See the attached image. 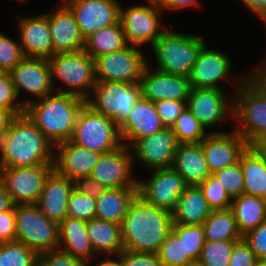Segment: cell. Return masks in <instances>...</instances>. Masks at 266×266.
<instances>
[{"label": "cell", "instance_id": "681fc988", "mask_svg": "<svg viewBox=\"0 0 266 266\" xmlns=\"http://www.w3.org/2000/svg\"><path fill=\"white\" fill-rule=\"evenodd\" d=\"M243 240L255 253L257 259L266 260V220L243 235Z\"/></svg>", "mask_w": 266, "mask_h": 266}, {"label": "cell", "instance_id": "5bb4252c", "mask_svg": "<svg viewBox=\"0 0 266 266\" xmlns=\"http://www.w3.org/2000/svg\"><path fill=\"white\" fill-rule=\"evenodd\" d=\"M73 13L81 36L85 39L120 19L118 0H61Z\"/></svg>", "mask_w": 266, "mask_h": 266}, {"label": "cell", "instance_id": "ee69618b", "mask_svg": "<svg viewBox=\"0 0 266 266\" xmlns=\"http://www.w3.org/2000/svg\"><path fill=\"white\" fill-rule=\"evenodd\" d=\"M18 100V101H17ZM19 101L9 73L0 75V109L10 111L15 117L24 114L25 106Z\"/></svg>", "mask_w": 266, "mask_h": 266}, {"label": "cell", "instance_id": "8fae6325", "mask_svg": "<svg viewBox=\"0 0 266 266\" xmlns=\"http://www.w3.org/2000/svg\"><path fill=\"white\" fill-rule=\"evenodd\" d=\"M148 4L120 6V19L124 31L125 41L128 45L142 46L153 44L167 30L161 28L159 13L161 8L155 0H146Z\"/></svg>", "mask_w": 266, "mask_h": 266}, {"label": "cell", "instance_id": "f6af8a7d", "mask_svg": "<svg viewBox=\"0 0 266 266\" xmlns=\"http://www.w3.org/2000/svg\"><path fill=\"white\" fill-rule=\"evenodd\" d=\"M24 58L19 42L0 32V70L9 73Z\"/></svg>", "mask_w": 266, "mask_h": 266}, {"label": "cell", "instance_id": "30bf717a", "mask_svg": "<svg viewBox=\"0 0 266 266\" xmlns=\"http://www.w3.org/2000/svg\"><path fill=\"white\" fill-rule=\"evenodd\" d=\"M144 52L133 45L94 58L96 81L138 83L151 62ZM149 62V63H148Z\"/></svg>", "mask_w": 266, "mask_h": 266}, {"label": "cell", "instance_id": "e0dca14e", "mask_svg": "<svg viewBox=\"0 0 266 266\" xmlns=\"http://www.w3.org/2000/svg\"><path fill=\"white\" fill-rule=\"evenodd\" d=\"M178 145L172 129L165 127L155 134L139 139L130 149L135 161L154 170L172 166Z\"/></svg>", "mask_w": 266, "mask_h": 266}, {"label": "cell", "instance_id": "e575fe53", "mask_svg": "<svg viewBox=\"0 0 266 266\" xmlns=\"http://www.w3.org/2000/svg\"><path fill=\"white\" fill-rule=\"evenodd\" d=\"M202 225L205 241H240L243 239L231 209L212 210Z\"/></svg>", "mask_w": 266, "mask_h": 266}, {"label": "cell", "instance_id": "83f0119b", "mask_svg": "<svg viewBox=\"0 0 266 266\" xmlns=\"http://www.w3.org/2000/svg\"><path fill=\"white\" fill-rule=\"evenodd\" d=\"M189 185H199L210 175L201 143L179 144L171 166Z\"/></svg>", "mask_w": 266, "mask_h": 266}, {"label": "cell", "instance_id": "f546056e", "mask_svg": "<svg viewBox=\"0 0 266 266\" xmlns=\"http://www.w3.org/2000/svg\"><path fill=\"white\" fill-rule=\"evenodd\" d=\"M212 209L198 185L188 186L179 197L172 213L173 224L202 225Z\"/></svg>", "mask_w": 266, "mask_h": 266}, {"label": "cell", "instance_id": "6125c7cd", "mask_svg": "<svg viewBox=\"0 0 266 266\" xmlns=\"http://www.w3.org/2000/svg\"><path fill=\"white\" fill-rule=\"evenodd\" d=\"M254 266H266V260L258 259Z\"/></svg>", "mask_w": 266, "mask_h": 266}, {"label": "cell", "instance_id": "f35d334b", "mask_svg": "<svg viewBox=\"0 0 266 266\" xmlns=\"http://www.w3.org/2000/svg\"><path fill=\"white\" fill-rule=\"evenodd\" d=\"M237 241H205L199 260L205 266H229L233 246Z\"/></svg>", "mask_w": 266, "mask_h": 266}, {"label": "cell", "instance_id": "6da1fadb", "mask_svg": "<svg viewBox=\"0 0 266 266\" xmlns=\"http://www.w3.org/2000/svg\"><path fill=\"white\" fill-rule=\"evenodd\" d=\"M172 224L171 212L147 203L137 194L121 224L124 250L158 254Z\"/></svg>", "mask_w": 266, "mask_h": 266}, {"label": "cell", "instance_id": "94428289", "mask_svg": "<svg viewBox=\"0 0 266 266\" xmlns=\"http://www.w3.org/2000/svg\"><path fill=\"white\" fill-rule=\"evenodd\" d=\"M185 266H205L200 260H193L188 262Z\"/></svg>", "mask_w": 266, "mask_h": 266}, {"label": "cell", "instance_id": "4fadbf2b", "mask_svg": "<svg viewBox=\"0 0 266 266\" xmlns=\"http://www.w3.org/2000/svg\"><path fill=\"white\" fill-rule=\"evenodd\" d=\"M148 180H138V195L147 203L172 212L189 186L172 167L151 170Z\"/></svg>", "mask_w": 266, "mask_h": 266}, {"label": "cell", "instance_id": "c3c4849f", "mask_svg": "<svg viewBox=\"0 0 266 266\" xmlns=\"http://www.w3.org/2000/svg\"><path fill=\"white\" fill-rule=\"evenodd\" d=\"M118 266H162L158 254L124 250L118 255Z\"/></svg>", "mask_w": 266, "mask_h": 266}, {"label": "cell", "instance_id": "836d02e7", "mask_svg": "<svg viewBox=\"0 0 266 266\" xmlns=\"http://www.w3.org/2000/svg\"><path fill=\"white\" fill-rule=\"evenodd\" d=\"M127 45L122 24H116L102 28L84 39L83 50L91 57L112 53Z\"/></svg>", "mask_w": 266, "mask_h": 266}, {"label": "cell", "instance_id": "44dd1931", "mask_svg": "<svg viewBox=\"0 0 266 266\" xmlns=\"http://www.w3.org/2000/svg\"><path fill=\"white\" fill-rule=\"evenodd\" d=\"M231 61L224 52L209 49L205 43L188 77L190 87L224 90L218 82L223 81L232 70Z\"/></svg>", "mask_w": 266, "mask_h": 266}, {"label": "cell", "instance_id": "3957f363", "mask_svg": "<svg viewBox=\"0 0 266 266\" xmlns=\"http://www.w3.org/2000/svg\"><path fill=\"white\" fill-rule=\"evenodd\" d=\"M85 104L86 100L81 97L55 91L43 98L23 102L24 113L54 145L71 139Z\"/></svg>", "mask_w": 266, "mask_h": 266}, {"label": "cell", "instance_id": "484cf974", "mask_svg": "<svg viewBox=\"0 0 266 266\" xmlns=\"http://www.w3.org/2000/svg\"><path fill=\"white\" fill-rule=\"evenodd\" d=\"M72 190L73 180L53 170L46 178L35 205L49 220L60 224L67 217V205Z\"/></svg>", "mask_w": 266, "mask_h": 266}, {"label": "cell", "instance_id": "e7e4bbea", "mask_svg": "<svg viewBox=\"0 0 266 266\" xmlns=\"http://www.w3.org/2000/svg\"><path fill=\"white\" fill-rule=\"evenodd\" d=\"M3 244H4V242L0 238V248L2 247Z\"/></svg>", "mask_w": 266, "mask_h": 266}, {"label": "cell", "instance_id": "bcb514c9", "mask_svg": "<svg viewBox=\"0 0 266 266\" xmlns=\"http://www.w3.org/2000/svg\"><path fill=\"white\" fill-rule=\"evenodd\" d=\"M35 266H86V261L57 249L39 253Z\"/></svg>", "mask_w": 266, "mask_h": 266}, {"label": "cell", "instance_id": "5b68a950", "mask_svg": "<svg viewBox=\"0 0 266 266\" xmlns=\"http://www.w3.org/2000/svg\"><path fill=\"white\" fill-rule=\"evenodd\" d=\"M205 41L199 35L182 34L167 29L153 44L156 70L189 77Z\"/></svg>", "mask_w": 266, "mask_h": 266}, {"label": "cell", "instance_id": "6f0895ef", "mask_svg": "<svg viewBox=\"0 0 266 266\" xmlns=\"http://www.w3.org/2000/svg\"><path fill=\"white\" fill-rule=\"evenodd\" d=\"M15 116L10 111L0 109V140L8 132L9 126Z\"/></svg>", "mask_w": 266, "mask_h": 266}, {"label": "cell", "instance_id": "d6986e66", "mask_svg": "<svg viewBox=\"0 0 266 266\" xmlns=\"http://www.w3.org/2000/svg\"><path fill=\"white\" fill-rule=\"evenodd\" d=\"M149 66L139 81L142 98L154 103L160 100L187 101L191 89L188 77L167 74Z\"/></svg>", "mask_w": 266, "mask_h": 266}, {"label": "cell", "instance_id": "d590c367", "mask_svg": "<svg viewBox=\"0 0 266 266\" xmlns=\"http://www.w3.org/2000/svg\"><path fill=\"white\" fill-rule=\"evenodd\" d=\"M171 230L183 240L185 246V265L193 260H199L205 243L203 225L172 224Z\"/></svg>", "mask_w": 266, "mask_h": 266}, {"label": "cell", "instance_id": "ac0fdd59", "mask_svg": "<svg viewBox=\"0 0 266 266\" xmlns=\"http://www.w3.org/2000/svg\"><path fill=\"white\" fill-rule=\"evenodd\" d=\"M9 74L18 98L21 90L36 100L54 92L48 59L25 57Z\"/></svg>", "mask_w": 266, "mask_h": 266}, {"label": "cell", "instance_id": "9c48e42d", "mask_svg": "<svg viewBox=\"0 0 266 266\" xmlns=\"http://www.w3.org/2000/svg\"><path fill=\"white\" fill-rule=\"evenodd\" d=\"M141 97L139 82L97 81L90 97L86 99V104L97 113L113 119L120 127L128 118L133 105Z\"/></svg>", "mask_w": 266, "mask_h": 266}, {"label": "cell", "instance_id": "f1b7e54d", "mask_svg": "<svg viewBox=\"0 0 266 266\" xmlns=\"http://www.w3.org/2000/svg\"><path fill=\"white\" fill-rule=\"evenodd\" d=\"M244 176L243 194L266 199V153L260 146H247L239 158Z\"/></svg>", "mask_w": 266, "mask_h": 266}, {"label": "cell", "instance_id": "ba28073f", "mask_svg": "<svg viewBox=\"0 0 266 266\" xmlns=\"http://www.w3.org/2000/svg\"><path fill=\"white\" fill-rule=\"evenodd\" d=\"M16 241L37 254L57 250L59 224L49 220L35 204L14 205Z\"/></svg>", "mask_w": 266, "mask_h": 266}, {"label": "cell", "instance_id": "be15d7a7", "mask_svg": "<svg viewBox=\"0 0 266 266\" xmlns=\"http://www.w3.org/2000/svg\"><path fill=\"white\" fill-rule=\"evenodd\" d=\"M264 151H265V153H266V142L262 145V146H260Z\"/></svg>", "mask_w": 266, "mask_h": 266}, {"label": "cell", "instance_id": "d4e9b609", "mask_svg": "<svg viewBox=\"0 0 266 266\" xmlns=\"http://www.w3.org/2000/svg\"><path fill=\"white\" fill-rule=\"evenodd\" d=\"M56 11L44 13L48 19L54 54L77 52L84 48V38L71 10L62 2Z\"/></svg>", "mask_w": 266, "mask_h": 266}, {"label": "cell", "instance_id": "cb8c5ba5", "mask_svg": "<svg viewBox=\"0 0 266 266\" xmlns=\"http://www.w3.org/2000/svg\"><path fill=\"white\" fill-rule=\"evenodd\" d=\"M164 128L155 103L141 97L133 105L126 121L119 127V134L122 144L131 147L139 139Z\"/></svg>", "mask_w": 266, "mask_h": 266}, {"label": "cell", "instance_id": "603a6c76", "mask_svg": "<svg viewBox=\"0 0 266 266\" xmlns=\"http://www.w3.org/2000/svg\"><path fill=\"white\" fill-rule=\"evenodd\" d=\"M54 149L53 170L70 180L89 176L101 156L70 141L58 143Z\"/></svg>", "mask_w": 266, "mask_h": 266}, {"label": "cell", "instance_id": "ffe728a7", "mask_svg": "<svg viewBox=\"0 0 266 266\" xmlns=\"http://www.w3.org/2000/svg\"><path fill=\"white\" fill-rule=\"evenodd\" d=\"M200 143L211 174L237 163L248 146L235 131L209 132Z\"/></svg>", "mask_w": 266, "mask_h": 266}, {"label": "cell", "instance_id": "680465c9", "mask_svg": "<svg viewBox=\"0 0 266 266\" xmlns=\"http://www.w3.org/2000/svg\"><path fill=\"white\" fill-rule=\"evenodd\" d=\"M14 206L9 194L6 192L5 187L0 182V213L11 209Z\"/></svg>", "mask_w": 266, "mask_h": 266}, {"label": "cell", "instance_id": "52a82bcc", "mask_svg": "<svg viewBox=\"0 0 266 266\" xmlns=\"http://www.w3.org/2000/svg\"><path fill=\"white\" fill-rule=\"evenodd\" d=\"M70 142L100 154L122 145L119 127L113 119L97 113L85 104L79 112Z\"/></svg>", "mask_w": 266, "mask_h": 266}, {"label": "cell", "instance_id": "4dcf8cb0", "mask_svg": "<svg viewBox=\"0 0 266 266\" xmlns=\"http://www.w3.org/2000/svg\"><path fill=\"white\" fill-rule=\"evenodd\" d=\"M137 194L138 187L107 188L96 198V218L121 225Z\"/></svg>", "mask_w": 266, "mask_h": 266}, {"label": "cell", "instance_id": "11a10c76", "mask_svg": "<svg viewBox=\"0 0 266 266\" xmlns=\"http://www.w3.org/2000/svg\"><path fill=\"white\" fill-rule=\"evenodd\" d=\"M159 7L163 10H179L192 6H198V0H155Z\"/></svg>", "mask_w": 266, "mask_h": 266}, {"label": "cell", "instance_id": "816d5d0a", "mask_svg": "<svg viewBox=\"0 0 266 266\" xmlns=\"http://www.w3.org/2000/svg\"><path fill=\"white\" fill-rule=\"evenodd\" d=\"M73 189L85 196L96 199L107 188L100 184L95 178L89 176L78 177L73 180Z\"/></svg>", "mask_w": 266, "mask_h": 266}, {"label": "cell", "instance_id": "8992f818", "mask_svg": "<svg viewBox=\"0 0 266 266\" xmlns=\"http://www.w3.org/2000/svg\"><path fill=\"white\" fill-rule=\"evenodd\" d=\"M48 61L53 89L57 88L59 93L73 94L85 100L90 97L97 81L94 59L84 50L56 53ZM57 79L66 87H54Z\"/></svg>", "mask_w": 266, "mask_h": 266}, {"label": "cell", "instance_id": "74e56055", "mask_svg": "<svg viewBox=\"0 0 266 266\" xmlns=\"http://www.w3.org/2000/svg\"><path fill=\"white\" fill-rule=\"evenodd\" d=\"M37 255L23 243L4 242L0 248V266H35Z\"/></svg>", "mask_w": 266, "mask_h": 266}, {"label": "cell", "instance_id": "7dc6e473", "mask_svg": "<svg viewBox=\"0 0 266 266\" xmlns=\"http://www.w3.org/2000/svg\"><path fill=\"white\" fill-rule=\"evenodd\" d=\"M155 106L163 125L171 128L186 107V101L160 100Z\"/></svg>", "mask_w": 266, "mask_h": 266}, {"label": "cell", "instance_id": "9a60e30c", "mask_svg": "<svg viewBox=\"0 0 266 266\" xmlns=\"http://www.w3.org/2000/svg\"><path fill=\"white\" fill-rule=\"evenodd\" d=\"M134 159L130 147L122 144L112 152L101 154L90 176L106 188L138 187L133 177Z\"/></svg>", "mask_w": 266, "mask_h": 266}, {"label": "cell", "instance_id": "7c38bea8", "mask_svg": "<svg viewBox=\"0 0 266 266\" xmlns=\"http://www.w3.org/2000/svg\"><path fill=\"white\" fill-rule=\"evenodd\" d=\"M53 164L0 168V182L14 205L36 204Z\"/></svg>", "mask_w": 266, "mask_h": 266}, {"label": "cell", "instance_id": "f907efd6", "mask_svg": "<svg viewBox=\"0 0 266 266\" xmlns=\"http://www.w3.org/2000/svg\"><path fill=\"white\" fill-rule=\"evenodd\" d=\"M257 260L249 245L241 239L233 246L229 266H254Z\"/></svg>", "mask_w": 266, "mask_h": 266}, {"label": "cell", "instance_id": "2e32d148", "mask_svg": "<svg viewBox=\"0 0 266 266\" xmlns=\"http://www.w3.org/2000/svg\"><path fill=\"white\" fill-rule=\"evenodd\" d=\"M231 96L232 102L228 104V97L223 90L191 88L186 107L206 130L224 121L227 116L233 119L234 104Z\"/></svg>", "mask_w": 266, "mask_h": 266}, {"label": "cell", "instance_id": "ab89813d", "mask_svg": "<svg viewBox=\"0 0 266 266\" xmlns=\"http://www.w3.org/2000/svg\"><path fill=\"white\" fill-rule=\"evenodd\" d=\"M162 266H185V246L183 240L171 230L158 252Z\"/></svg>", "mask_w": 266, "mask_h": 266}, {"label": "cell", "instance_id": "91938a15", "mask_svg": "<svg viewBox=\"0 0 266 266\" xmlns=\"http://www.w3.org/2000/svg\"><path fill=\"white\" fill-rule=\"evenodd\" d=\"M116 257V260H110L109 257L108 260L101 262L98 266H118V255Z\"/></svg>", "mask_w": 266, "mask_h": 266}, {"label": "cell", "instance_id": "60d3db41", "mask_svg": "<svg viewBox=\"0 0 266 266\" xmlns=\"http://www.w3.org/2000/svg\"><path fill=\"white\" fill-rule=\"evenodd\" d=\"M202 190L208 205L212 210H227L231 207L232 198L220 185L214 176L210 175L204 182L198 185Z\"/></svg>", "mask_w": 266, "mask_h": 266}, {"label": "cell", "instance_id": "d6a6232c", "mask_svg": "<svg viewBox=\"0 0 266 266\" xmlns=\"http://www.w3.org/2000/svg\"><path fill=\"white\" fill-rule=\"evenodd\" d=\"M230 209L242 236L266 220V199L262 197L241 194L232 199Z\"/></svg>", "mask_w": 266, "mask_h": 266}, {"label": "cell", "instance_id": "db71d44e", "mask_svg": "<svg viewBox=\"0 0 266 266\" xmlns=\"http://www.w3.org/2000/svg\"><path fill=\"white\" fill-rule=\"evenodd\" d=\"M261 65L251 71L252 73L248 72L246 77L266 96V65Z\"/></svg>", "mask_w": 266, "mask_h": 266}, {"label": "cell", "instance_id": "7402d4cb", "mask_svg": "<svg viewBox=\"0 0 266 266\" xmlns=\"http://www.w3.org/2000/svg\"><path fill=\"white\" fill-rule=\"evenodd\" d=\"M19 44L24 57L49 59L54 55L48 19L45 14L17 19Z\"/></svg>", "mask_w": 266, "mask_h": 266}, {"label": "cell", "instance_id": "1f68e13d", "mask_svg": "<svg viewBox=\"0 0 266 266\" xmlns=\"http://www.w3.org/2000/svg\"><path fill=\"white\" fill-rule=\"evenodd\" d=\"M87 234L96 255L117 256L124 251L120 224L94 218L87 221Z\"/></svg>", "mask_w": 266, "mask_h": 266}, {"label": "cell", "instance_id": "8d00e7d4", "mask_svg": "<svg viewBox=\"0 0 266 266\" xmlns=\"http://www.w3.org/2000/svg\"><path fill=\"white\" fill-rule=\"evenodd\" d=\"M171 129L179 144L200 143L209 134L187 107L181 112Z\"/></svg>", "mask_w": 266, "mask_h": 266}, {"label": "cell", "instance_id": "9f6ffc18", "mask_svg": "<svg viewBox=\"0 0 266 266\" xmlns=\"http://www.w3.org/2000/svg\"><path fill=\"white\" fill-rule=\"evenodd\" d=\"M248 10L259 17L262 22L266 21V0H241Z\"/></svg>", "mask_w": 266, "mask_h": 266}, {"label": "cell", "instance_id": "7bdbcfd3", "mask_svg": "<svg viewBox=\"0 0 266 266\" xmlns=\"http://www.w3.org/2000/svg\"><path fill=\"white\" fill-rule=\"evenodd\" d=\"M67 217L84 221L96 218V199L73 189L68 200Z\"/></svg>", "mask_w": 266, "mask_h": 266}, {"label": "cell", "instance_id": "277c9868", "mask_svg": "<svg viewBox=\"0 0 266 266\" xmlns=\"http://www.w3.org/2000/svg\"><path fill=\"white\" fill-rule=\"evenodd\" d=\"M233 82L234 130L248 146H262L266 142V96L244 75Z\"/></svg>", "mask_w": 266, "mask_h": 266}, {"label": "cell", "instance_id": "7a4b0ae2", "mask_svg": "<svg viewBox=\"0 0 266 266\" xmlns=\"http://www.w3.org/2000/svg\"><path fill=\"white\" fill-rule=\"evenodd\" d=\"M54 144L24 113L16 116L0 140V168L53 164Z\"/></svg>", "mask_w": 266, "mask_h": 266}, {"label": "cell", "instance_id": "4316f807", "mask_svg": "<svg viewBox=\"0 0 266 266\" xmlns=\"http://www.w3.org/2000/svg\"><path fill=\"white\" fill-rule=\"evenodd\" d=\"M58 250L80 258L90 266V259L96 257V253L87 234V221L66 217L59 224Z\"/></svg>", "mask_w": 266, "mask_h": 266}, {"label": "cell", "instance_id": "f5cc1de1", "mask_svg": "<svg viewBox=\"0 0 266 266\" xmlns=\"http://www.w3.org/2000/svg\"><path fill=\"white\" fill-rule=\"evenodd\" d=\"M0 238L3 242L16 241V215L14 206L0 213Z\"/></svg>", "mask_w": 266, "mask_h": 266}, {"label": "cell", "instance_id": "b9f144b4", "mask_svg": "<svg viewBox=\"0 0 266 266\" xmlns=\"http://www.w3.org/2000/svg\"><path fill=\"white\" fill-rule=\"evenodd\" d=\"M228 195L233 199L243 194L244 176L240 162L218 170L212 174Z\"/></svg>", "mask_w": 266, "mask_h": 266}]
</instances>
